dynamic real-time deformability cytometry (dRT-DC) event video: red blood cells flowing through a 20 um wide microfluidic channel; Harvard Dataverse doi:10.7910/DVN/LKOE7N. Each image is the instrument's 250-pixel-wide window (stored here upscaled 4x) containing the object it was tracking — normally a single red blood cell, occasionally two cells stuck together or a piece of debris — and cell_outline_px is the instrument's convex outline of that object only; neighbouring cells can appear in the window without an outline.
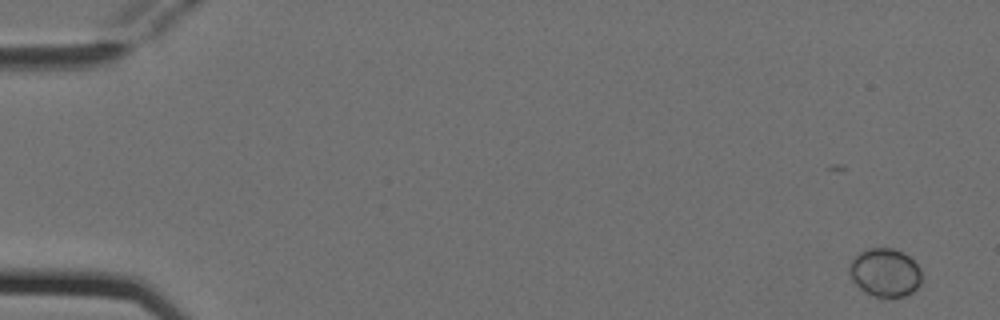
{"species": "Egyptian fruit bat (a non-hibernating species)", "species_latin": "Rousettus aegyptiacus", "temperature_condition": "cold", "stored_images_in_passage": 5, "camera_frame_rate_fps": 3000, "um_per_image_px": 0.085, "animal": {"sex": "female"}, "frame": {"image": 1, "passage_image": 1, "time_ms": 0.0, "image_size_px": [1000, 320], "cell_outline_px": [[920, 284], [912, 292], [904, 296], [872, 296], [860, 288], [852, 280], [848, 268], [852, 260], [860, 252], [868, 248], [892, 248], [904, 252], [920, 268]], "centroid_in_image_um": [75.22, 23.15], "position_along_channel_um": 9.8, "area_um2": 20.11}}
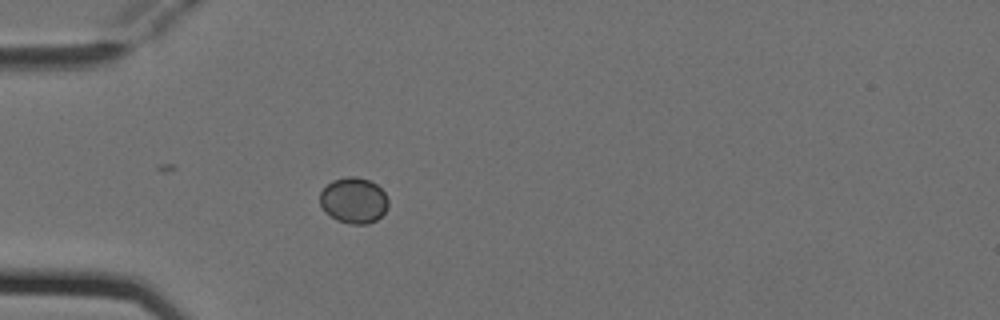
{"frame": {"image": 2, "passage_image": 5, "time_ms": 1.333, "image_size_px": [1000, 320], "cell_outline_px": [[388, 208], [376, 220], [368, 224], [352, 224], [336, 220], [324, 212], [320, 204], [320, 192], [332, 180], [348, 176], [356, 176], [368, 180], [376, 184], [384, 192], [388, 200]], "centroid_in_image_um": [30.05, 17.04], "position_along_channel_um": 54.9, "area_um2": 18.32}}